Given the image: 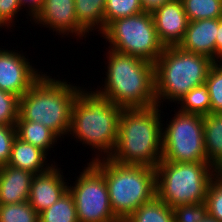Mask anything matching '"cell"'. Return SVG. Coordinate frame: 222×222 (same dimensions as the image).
Returning <instances> with one entry per match:
<instances>
[{
  "mask_svg": "<svg viewBox=\"0 0 222 222\" xmlns=\"http://www.w3.org/2000/svg\"><path fill=\"white\" fill-rule=\"evenodd\" d=\"M168 122L162 126L161 161L208 162L203 116L178 110Z\"/></svg>",
  "mask_w": 222,
  "mask_h": 222,
  "instance_id": "9",
  "label": "cell"
},
{
  "mask_svg": "<svg viewBox=\"0 0 222 222\" xmlns=\"http://www.w3.org/2000/svg\"><path fill=\"white\" fill-rule=\"evenodd\" d=\"M170 1L172 0H140V3L144 12L153 13L163 4L168 3Z\"/></svg>",
  "mask_w": 222,
  "mask_h": 222,
  "instance_id": "34",
  "label": "cell"
},
{
  "mask_svg": "<svg viewBox=\"0 0 222 222\" xmlns=\"http://www.w3.org/2000/svg\"><path fill=\"white\" fill-rule=\"evenodd\" d=\"M177 104L181 105L179 110L182 112L195 113L202 116L211 113L210 96L205 84L191 89Z\"/></svg>",
  "mask_w": 222,
  "mask_h": 222,
  "instance_id": "24",
  "label": "cell"
},
{
  "mask_svg": "<svg viewBox=\"0 0 222 222\" xmlns=\"http://www.w3.org/2000/svg\"><path fill=\"white\" fill-rule=\"evenodd\" d=\"M56 163L45 173L33 177L28 202L39 214L52 206L67 191V179ZM65 179V180H64Z\"/></svg>",
  "mask_w": 222,
  "mask_h": 222,
  "instance_id": "13",
  "label": "cell"
},
{
  "mask_svg": "<svg viewBox=\"0 0 222 222\" xmlns=\"http://www.w3.org/2000/svg\"><path fill=\"white\" fill-rule=\"evenodd\" d=\"M51 77L44 72L19 98L17 120L41 123L64 139L70 136L72 107L82 87Z\"/></svg>",
  "mask_w": 222,
  "mask_h": 222,
  "instance_id": "4",
  "label": "cell"
},
{
  "mask_svg": "<svg viewBox=\"0 0 222 222\" xmlns=\"http://www.w3.org/2000/svg\"><path fill=\"white\" fill-rule=\"evenodd\" d=\"M19 97L0 90V125L15 126L18 119Z\"/></svg>",
  "mask_w": 222,
  "mask_h": 222,
  "instance_id": "30",
  "label": "cell"
},
{
  "mask_svg": "<svg viewBox=\"0 0 222 222\" xmlns=\"http://www.w3.org/2000/svg\"><path fill=\"white\" fill-rule=\"evenodd\" d=\"M35 174L9 165L0 167V205L28 202Z\"/></svg>",
  "mask_w": 222,
  "mask_h": 222,
  "instance_id": "16",
  "label": "cell"
},
{
  "mask_svg": "<svg viewBox=\"0 0 222 222\" xmlns=\"http://www.w3.org/2000/svg\"><path fill=\"white\" fill-rule=\"evenodd\" d=\"M213 63L207 56L185 51L178 46L165 47L155 62L157 106L160 107L166 100L176 104L191 89L205 84Z\"/></svg>",
  "mask_w": 222,
  "mask_h": 222,
  "instance_id": "6",
  "label": "cell"
},
{
  "mask_svg": "<svg viewBox=\"0 0 222 222\" xmlns=\"http://www.w3.org/2000/svg\"><path fill=\"white\" fill-rule=\"evenodd\" d=\"M218 19H203L189 21L183 40L178 47L201 54L216 62V36Z\"/></svg>",
  "mask_w": 222,
  "mask_h": 222,
  "instance_id": "15",
  "label": "cell"
},
{
  "mask_svg": "<svg viewBox=\"0 0 222 222\" xmlns=\"http://www.w3.org/2000/svg\"><path fill=\"white\" fill-rule=\"evenodd\" d=\"M0 222H39V214L29 202L0 205Z\"/></svg>",
  "mask_w": 222,
  "mask_h": 222,
  "instance_id": "26",
  "label": "cell"
},
{
  "mask_svg": "<svg viewBox=\"0 0 222 222\" xmlns=\"http://www.w3.org/2000/svg\"><path fill=\"white\" fill-rule=\"evenodd\" d=\"M122 110L95 90L87 91L84 87L80 90L73 103L69 134L98 152L91 161L109 157L114 152Z\"/></svg>",
  "mask_w": 222,
  "mask_h": 222,
  "instance_id": "2",
  "label": "cell"
},
{
  "mask_svg": "<svg viewBox=\"0 0 222 222\" xmlns=\"http://www.w3.org/2000/svg\"><path fill=\"white\" fill-rule=\"evenodd\" d=\"M123 222H174V214L171 207L155 196L137 208Z\"/></svg>",
  "mask_w": 222,
  "mask_h": 222,
  "instance_id": "21",
  "label": "cell"
},
{
  "mask_svg": "<svg viewBox=\"0 0 222 222\" xmlns=\"http://www.w3.org/2000/svg\"><path fill=\"white\" fill-rule=\"evenodd\" d=\"M188 21L222 18V0H181Z\"/></svg>",
  "mask_w": 222,
  "mask_h": 222,
  "instance_id": "23",
  "label": "cell"
},
{
  "mask_svg": "<svg viewBox=\"0 0 222 222\" xmlns=\"http://www.w3.org/2000/svg\"><path fill=\"white\" fill-rule=\"evenodd\" d=\"M15 127L18 138L40 148L47 155L48 150H52L50 148H54L57 140H60L52 130L38 122L17 120Z\"/></svg>",
  "mask_w": 222,
  "mask_h": 222,
  "instance_id": "20",
  "label": "cell"
},
{
  "mask_svg": "<svg viewBox=\"0 0 222 222\" xmlns=\"http://www.w3.org/2000/svg\"><path fill=\"white\" fill-rule=\"evenodd\" d=\"M47 156L40 148L16 136L7 165L38 175L47 172L53 166V163H47Z\"/></svg>",
  "mask_w": 222,
  "mask_h": 222,
  "instance_id": "17",
  "label": "cell"
},
{
  "mask_svg": "<svg viewBox=\"0 0 222 222\" xmlns=\"http://www.w3.org/2000/svg\"><path fill=\"white\" fill-rule=\"evenodd\" d=\"M19 4L21 9H23V7H28L25 8L28 12V15L31 16L30 21L33 20L36 15L41 11L43 4H44V0H19ZM27 5V6H26ZM23 6V7H22Z\"/></svg>",
  "mask_w": 222,
  "mask_h": 222,
  "instance_id": "33",
  "label": "cell"
},
{
  "mask_svg": "<svg viewBox=\"0 0 222 222\" xmlns=\"http://www.w3.org/2000/svg\"><path fill=\"white\" fill-rule=\"evenodd\" d=\"M106 0H75V12L79 28L88 35L89 32L100 31L104 28V10Z\"/></svg>",
  "mask_w": 222,
  "mask_h": 222,
  "instance_id": "19",
  "label": "cell"
},
{
  "mask_svg": "<svg viewBox=\"0 0 222 222\" xmlns=\"http://www.w3.org/2000/svg\"><path fill=\"white\" fill-rule=\"evenodd\" d=\"M218 33L216 36V62L222 61V18H218Z\"/></svg>",
  "mask_w": 222,
  "mask_h": 222,
  "instance_id": "35",
  "label": "cell"
},
{
  "mask_svg": "<svg viewBox=\"0 0 222 222\" xmlns=\"http://www.w3.org/2000/svg\"><path fill=\"white\" fill-rule=\"evenodd\" d=\"M109 49L154 63L164 50L152 13L142 12L112 21L100 35Z\"/></svg>",
  "mask_w": 222,
  "mask_h": 222,
  "instance_id": "8",
  "label": "cell"
},
{
  "mask_svg": "<svg viewBox=\"0 0 222 222\" xmlns=\"http://www.w3.org/2000/svg\"><path fill=\"white\" fill-rule=\"evenodd\" d=\"M205 85L210 96L211 113H222V61L212 64Z\"/></svg>",
  "mask_w": 222,
  "mask_h": 222,
  "instance_id": "27",
  "label": "cell"
},
{
  "mask_svg": "<svg viewBox=\"0 0 222 222\" xmlns=\"http://www.w3.org/2000/svg\"><path fill=\"white\" fill-rule=\"evenodd\" d=\"M107 53L105 81L95 91L122 109L156 106L155 64L112 49Z\"/></svg>",
  "mask_w": 222,
  "mask_h": 222,
  "instance_id": "1",
  "label": "cell"
},
{
  "mask_svg": "<svg viewBox=\"0 0 222 222\" xmlns=\"http://www.w3.org/2000/svg\"><path fill=\"white\" fill-rule=\"evenodd\" d=\"M16 136L15 126L0 125V167L7 165Z\"/></svg>",
  "mask_w": 222,
  "mask_h": 222,
  "instance_id": "31",
  "label": "cell"
},
{
  "mask_svg": "<svg viewBox=\"0 0 222 222\" xmlns=\"http://www.w3.org/2000/svg\"><path fill=\"white\" fill-rule=\"evenodd\" d=\"M208 216L222 222V173L210 181L205 199Z\"/></svg>",
  "mask_w": 222,
  "mask_h": 222,
  "instance_id": "28",
  "label": "cell"
},
{
  "mask_svg": "<svg viewBox=\"0 0 222 222\" xmlns=\"http://www.w3.org/2000/svg\"><path fill=\"white\" fill-rule=\"evenodd\" d=\"M144 12L140 0H106L104 10V28L118 18Z\"/></svg>",
  "mask_w": 222,
  "mask_h": 222,
  "instance_id": "25",
  "label": "cell"
},
{
  "mask_svg": "<svg viewBox=\"0 0 222 222\" xmlns=\"http://www.w3.org/2000/svg\"><path fill=\"white\" fill-rule=\"evenodd\" d=\"M204 145L208 163L222 173V113L203 116Z\"/></svg>",
  "mask_w": 222,
  "mask_h": 222,
  "instance_id": "18",
  "label": "cell"
},
{
  "mask_svg": "<svg viewBox=\"0 0 222 222\" xmlns=\"http://www.w3.org/2000/svg\"><path fill=\"white\" fill-rule=\"evenodd\" d=\"M90 162L104 175L111 208L122 222L156 196L155 168L120 164L109 157Z\"/></svg>",
  "mask_w": 222,
  "mask_h": 222,
  "instance_id": "5",
  "label": "cell"
},
{
  "mask_svg": "<svg viewBox=\"0 0 222 222\" xmlns=\"http://www.w3.org/2000/svg\"><path fill=\"white\" fill-rule=\"evenodd\" d=\"M39 222H78L74 199L67 191L52 206L39 213Z\"/></svg>",
  "mask_w": 222,
  "mask_h": 222,
  "instance_id": "22",
  "label": "cell"
},
{
  "mask_svg": "<svg viewBox=\"0 0 222 222\" xmlns=\"http://www.w3.org/2000/svg\"><path fill=\"white\" fill-rule=\"evenodd\" d=\"M68 191L74 199L78 222H122L113 212L104 175L87 163Z\"/></svg>",
  "mask_w": 222,
  "mask_h": 222,
  "instance_id": "10",
  "label": "cell"
},
{
  "mask_svg": "<svg viewBox=\"0 0 222 222\" xmlns=\"http://www.w3.org/2000/svg\"><path fill=\"white\" fill-rule=\"evenodd\" d=\"M32 21L42 27H49V30L61 37L72 34L83 40L87 36L78 26L75 0H44L41 11Z\"/></svg>",
  "mask_w": 222,
  "mask_h": 222,
  "instance_id": "12",
  "label": "cell"
},
{
  "mask_svg": "<svg viewBox=\"0 0 222 222\" xmlns=\"http://www.w3.org/2000/svg\"><path fill=\"white\" fill-rule=\"evenodd\" d=\"M21 10L19 0H0V28L3 26L5 28L6 26L7 28L13 27L15 25L14 20Z\"/></svg>",
  "mask_w": 222,
  "mask_h": 222,
  "instance_id": "32",
  "label": "cell"
},
{
  "mask_svg": "<svg viewBox=\"0 0 222 222\" xmlns=\"http://www.w3.org/2000/svg\"><path fill=\"white\" fill-rule=\"evenodd\" d=\"M174 222H201L208 216L205 202L181 204L172 208Z\"/></svg>",
  "mask_w": 222,
  "mask_h": 222,
  "instance_id": "29",
  "label": "cell"
},
{
  "mask_svg": "<svg viewBox=\"0 0 222 222\" xmlns=\"http://www.w3.org/2000/svg\"><path fill=\"white\" fill-rule=\"evenodd\" d=\"M159 41L164 47L178 46L188 26L181 0L163 4L152 13Z\"/></svg>",
  "mask_w": 222,
  "mask_h": 222,
  "instance_id": "14",
  "label": "cell"
},
{
  "mask_svg": "<svg viewBox=\"0 0 222 222\" xmlns=\"http://www.w3.org/2000/svg\"><path fill=\"white\" fill-rule=\"evenodd\" d=\"M18 50L0 48V90L22 97L42 76ZM41 73V74H40Z\"/></svg>",
  "mask_w": 222,
  "mask_h": 222,
  "instance_id": "11",
  "label": "cell"
},
{
  "mask_svg": "<svg viewBox=\"0 0 222 222\" xmlns=\"http://www.w3.org/2000/svg\"><path fill=\"white\" fill-rule=\"evenodd\" d=\"M201 222H219L216 219H213L209 216H207L204 220H202Z\"/></svg>",
  "mask_w": 222,
  "mask_h": 222,
  "instance_id": "36",
  "label": "cell"
},
{
  "mask_svg": "<svg viewBox=\"0 0 222 222\" xmlns=\"http://www.w3.org/2000/svg\"><path fill=\"white\" fill-rule=\"evenodd\" d=\"M156 196L173 208L205 202L210 181L217 171L208 162L160 161L155 168Z\"/></svg>",
  "mask_w": 222,
  "mask_h": 222,
  "instance_id": "7",
  "label": "cell"
},
{
  "mask_svg": "<svg viewBox=\"0 0 222 222\" xmlns=\"http://www.w3.org/2000/svg\"><path fill=\"white\" fill-rule=\"evenodd\" d=\"M161 107L123 109L119 119L118 140L109 158L120 164L156 168L162 160Z\"/></svg>",
  "mask_w": 222,
  "mask_h": 222,
  "instance_id": "3",
  "label": "cell"
}]
</instances>
